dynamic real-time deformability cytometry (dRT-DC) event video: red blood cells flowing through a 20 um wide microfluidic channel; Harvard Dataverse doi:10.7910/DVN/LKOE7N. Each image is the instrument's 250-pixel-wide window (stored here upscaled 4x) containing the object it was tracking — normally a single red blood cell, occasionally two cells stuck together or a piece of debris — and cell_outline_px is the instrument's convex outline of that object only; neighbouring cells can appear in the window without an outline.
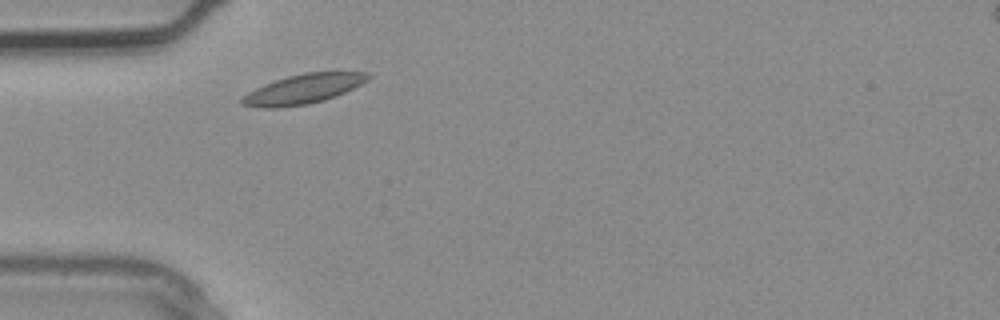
{"species": "common noctule bat (a hibernating species)", "species_latin": "Nyctalus noctula", "temperature_condition": "warm", "stored_images_in_passage": 2, "camera_frame_rate_fps": 3000, "um_per_image_px": 0.085, "animal": {"sex": "male", "body_mass_g": 20.4}, "frame": {"image": 1, "passage_image": 1, "time_ms": 0.0, "image_size_px": [1000, 320], "cell_outline_px": [[372, 76], [368, 80], [336, 96], [324, 100], [308, 104], [280, 108], [264, 108], [240, 104], [240, 100], [248, 92], [264, 84], [288, 76], [304, 72], [368, 72]], "centroid_in_image_um": [25.77, 7.57], "position_along_channel_um": 59.2, "area_um2": 21.62}}